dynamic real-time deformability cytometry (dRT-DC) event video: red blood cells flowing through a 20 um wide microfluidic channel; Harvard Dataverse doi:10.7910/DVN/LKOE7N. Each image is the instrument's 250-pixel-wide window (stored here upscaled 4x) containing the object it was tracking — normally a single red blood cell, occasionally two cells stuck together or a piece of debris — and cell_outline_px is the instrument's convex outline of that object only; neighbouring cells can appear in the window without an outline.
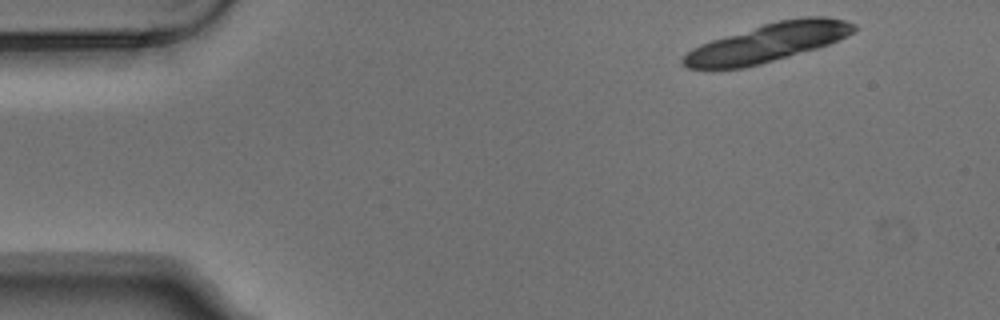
{"species": "Egyptian fruit bat (a non-hibernating species)", "species_latin": "Rousettus aegyptiacus", "temperature_condition": "warm", "stored_images_in_passage": 6, "camera_frame_rate_fps": 3000, "um_per_image_px": 0.085, "animal": {"sex": "male"}, "frame": {"image": 1, "passage_image": 1, "time_ms": 0.0, "image_size_px": [1000, 320], "cell_outline_px": [[856, 28], [852, 32], [828, 44], [816, 48], [760, 64], [744, 68], [688, 68], [680, 60], [692, 48], [700, 44], [712, 40], [776, 20], [804, 16], [824, 16], [844, 20], [856, 24]], "centroid_in_image_um": [65.26, 3.61], "position_along_channel_um": 19.7, "area_um2": 37.63}}
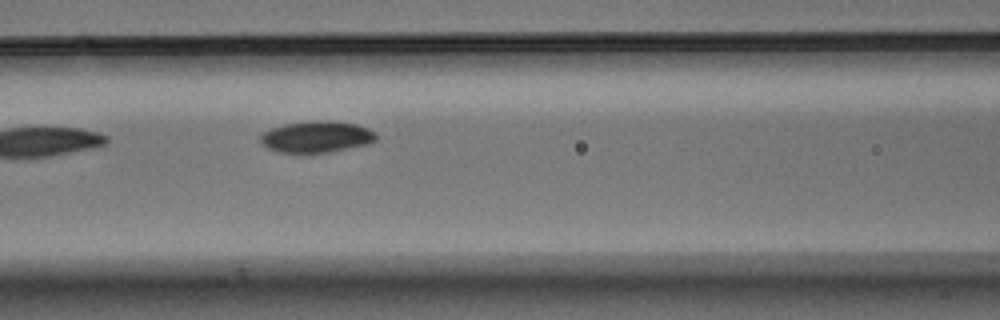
{"frame": {"image": 2, "passage_image": 6, "time_ms": 1.667, "image_size_px": [1000, 320], "cell_outline_px": [[376, 140], [368, 144], [328, 152], [276, 152], [260, 144], [260, 136], [264, 132], [272, 128], [284, 124], [312, 120], [328, 120], [356, 124], [368, 128], [376, 136]], "centroid_in_image_um": [26.87, 11.62], "position_along_channel_um": 139.7, "area_um2": 21.1}}